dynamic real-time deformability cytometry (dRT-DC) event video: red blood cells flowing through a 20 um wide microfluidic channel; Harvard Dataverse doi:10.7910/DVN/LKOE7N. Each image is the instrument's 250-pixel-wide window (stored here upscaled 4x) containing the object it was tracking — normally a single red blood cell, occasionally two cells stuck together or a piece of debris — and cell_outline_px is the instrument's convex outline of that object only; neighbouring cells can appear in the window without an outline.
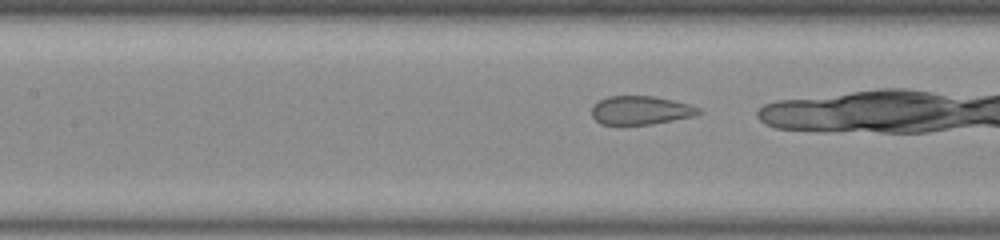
{"species": "common noctule bat (a hibernating species)", "species_latin": "Nyctalus noctula", "temperature_condition": "room temperature", "stored_images_in_passage": 40, "camera_frame_rate_fps": 3000, "um_per_image_px": 0.085, "animal": {"sex": "male", "body_mass_g": 20.0, "forearm_length_mm": 53.3}, "frame": {"image": 1, "passage_image": 23, "time_ms": 7.333, "image_size_px": [1000, 240], "cell_outline_px": [[704, 112], [696, 116], [652, 124], [600, 124], [592, 116], [592, 104], [608, 96], [652, 96], [672, 100], [688, 104], [700, 108]], "centroid_in_image_um": [54.48, 9.37], "position_along_channel_um": 152.9, "area_um2": 17.86}}